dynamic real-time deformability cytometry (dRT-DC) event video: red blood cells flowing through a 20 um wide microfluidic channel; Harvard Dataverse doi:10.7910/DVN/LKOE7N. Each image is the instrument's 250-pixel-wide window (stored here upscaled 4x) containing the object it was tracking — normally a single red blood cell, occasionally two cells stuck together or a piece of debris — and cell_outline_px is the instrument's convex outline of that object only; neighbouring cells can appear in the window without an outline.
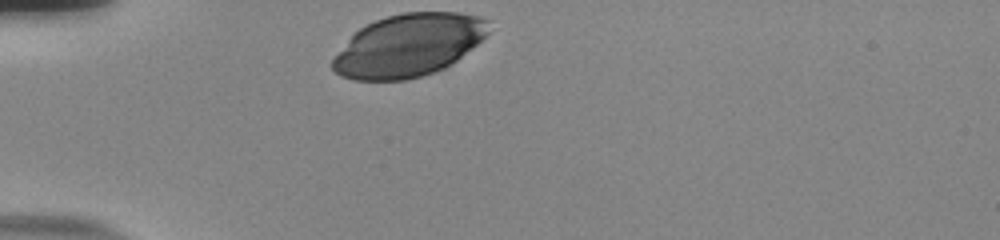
{"species": "human", "species_latin": "Homo sapiens", "temperature_condition": "room temperature", "stored_images_in_passage": 32, "camera_frame_rate_fps": 3000, "um_per_image_px": 0.085, "donor": {"sex": "male"}, "frame": {"image": 1, "passage_image": 1, "time_ms": 0.0, "image_size_px": [1000, 240], "cell_outline_px": [[488, 32], [476, 44], [452, 64], [444, 68], [420, 76], [404, 80], [352, 80], [340, 76], [332, 68], [332, 60], [348, 40], [360, 28], [376, 20], [388, 16], [404, 12], [456, 12], [480, 16], [488, 20]], "centroid_in_image_um": [34.72, 3.85], "position_along_channel_um": 50.3, "area_um2": 56.3}}